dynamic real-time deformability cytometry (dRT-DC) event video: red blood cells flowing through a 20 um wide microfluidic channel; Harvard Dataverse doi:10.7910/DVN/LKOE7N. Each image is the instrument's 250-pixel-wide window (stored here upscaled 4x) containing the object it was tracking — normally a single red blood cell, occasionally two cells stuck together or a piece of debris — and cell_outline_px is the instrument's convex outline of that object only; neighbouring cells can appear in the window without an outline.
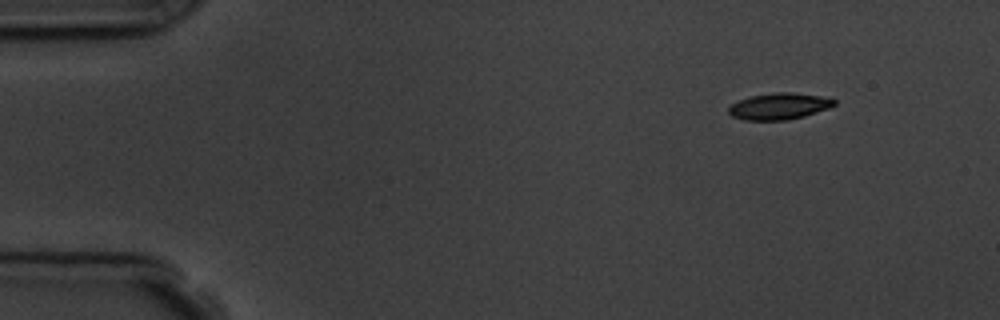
{"species": "common noctule bat (a hibernating species)", "species_latin": "Nyctalus noctula", "temperature_condition": "room temperature", "stored_images_in_passage": 3, "camera_frame_rate_fps": 3000, "um_per_image_px": 0.085, "animal": {"sex": "male", "body_mass_g": 19.5, "forearm_length_mm": 54.6}, "frame": {"image": 1, "passage_image": 3, "time_ms": 2.0, "image_size_px": [1000, 320], "cell_outline_px": [[836, 104], [828, 108], [804, 116], [788, 120], [744, 120], [732, 116], [728, 112], [728, 108], [732, 104], [740, 100], [752, 96], [776, 92], [792, 92], [820, 96], [836, 100]], "centroid_in_image_um": [66.22, 9.03], "position_along_channel_um": 18.8, "area_um2": 16.13}}